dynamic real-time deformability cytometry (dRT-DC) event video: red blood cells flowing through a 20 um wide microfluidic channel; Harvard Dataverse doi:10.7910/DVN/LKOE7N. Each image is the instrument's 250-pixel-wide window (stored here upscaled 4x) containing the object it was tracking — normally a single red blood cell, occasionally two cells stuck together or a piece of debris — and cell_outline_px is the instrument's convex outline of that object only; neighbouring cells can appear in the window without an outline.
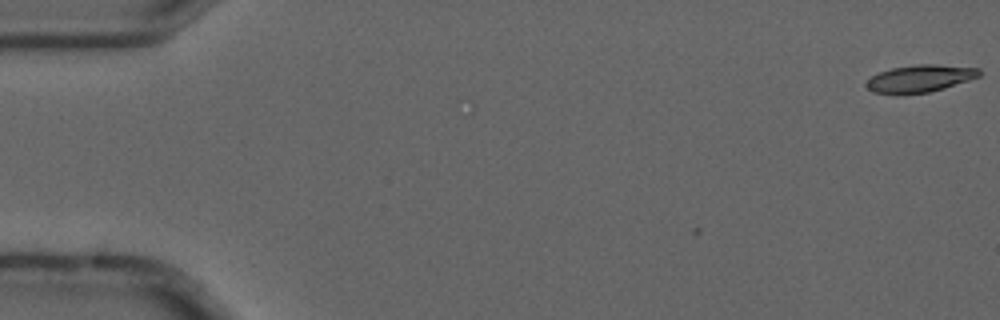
{"species": "common noctule bat (a hibernating species)", "species_latin": "Nyctalus noctula", "temperature_condition": "cold", "stored_images_in_passage": 3, "camera_frame_rate_fps": 3000, "um_per_image_px": 0.085, "animal": {"sex": "male", "forearm_length_mm": 52.5}, "frame": {"image": 1, "passage_image": 1, "time_ms": 0.0, "image_size_px": [1000, 320], "cell_outline_px": [[980, 76], [944, 88], [928, 92], [872, 92], [864, 84], [872, 76], [880, 72], [892, 68], [916, 64], [936, 64], [980, 68]], "centroid_in_image_um": [78.23, 6.64], "position_along_channel_um": 6.8, "area_um2": 17.4}}